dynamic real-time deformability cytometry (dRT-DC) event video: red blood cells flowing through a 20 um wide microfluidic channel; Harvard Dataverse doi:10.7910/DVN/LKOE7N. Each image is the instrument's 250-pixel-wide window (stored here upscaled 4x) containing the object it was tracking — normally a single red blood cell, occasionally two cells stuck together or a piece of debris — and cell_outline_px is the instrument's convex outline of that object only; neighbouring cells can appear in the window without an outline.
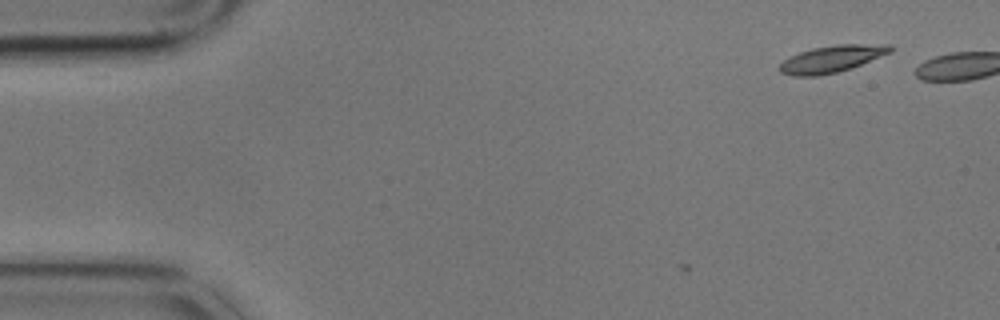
{"species": "common noctule bat (a hibernating species)", "species_latin": "Nyctalus noctula", "temperature_condition": "cold", "stored_images_in_passage": 2, "camera_frame_rate_fps": 3000, "um_per_image_px": 0.085, "animal": {"sex": "male", "body_mass_g": 17.9}, "frame": {"image": 1, "passage_image": 2, "time_ms": 0.333, "image_size_px": [1000, 320], "cell_outline_px": [[892, 52], [852, 68], [836, 72], [816, 76], [792, 76], [780, 72], [780, 64], [784, 60], [800, 52], [812, 48], [840, 44], [892, 44]], "centroid_in_image_um": [70.74, 5.0], "position_along_channel_um": 14.3, "area_um2": 17.28}}